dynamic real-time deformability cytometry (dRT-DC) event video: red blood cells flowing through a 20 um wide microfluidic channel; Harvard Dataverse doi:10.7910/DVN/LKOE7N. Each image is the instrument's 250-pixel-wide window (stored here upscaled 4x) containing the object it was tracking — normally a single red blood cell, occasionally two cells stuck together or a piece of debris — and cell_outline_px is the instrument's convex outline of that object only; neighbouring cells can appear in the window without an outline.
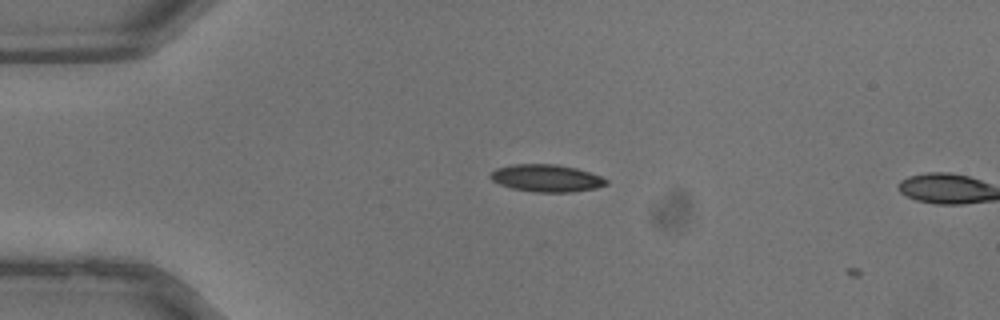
{"species": "common noctule bat (a hibernating species)", "species_latin": "Nyctalus noctula", "temperature_condition": "warm", "stored_images_in_passage": 4, "camera_frame_rate_fps": 3000, "um_per_image_px": 0.085, "animal": {"sex": "male", "body_mass_g": 13.3}, "frame": {"image": 1, "passage_image": 3, "time_ms": 0.667, "image_size_px": [1000, 320], "cell_outline_px": [[608, 184], [596, 188], [572, 192], [532, 192], [512, 188], [500, 184], [492, 180], [488, 176], [496, 168], [512, 164], [556, 164], [576, 168], [600, 176], [608, 180]], "centroid_in_image_um": [46.44, 15.14], "position_along_channel_um": 38.6, "area_um2": 18.44}}